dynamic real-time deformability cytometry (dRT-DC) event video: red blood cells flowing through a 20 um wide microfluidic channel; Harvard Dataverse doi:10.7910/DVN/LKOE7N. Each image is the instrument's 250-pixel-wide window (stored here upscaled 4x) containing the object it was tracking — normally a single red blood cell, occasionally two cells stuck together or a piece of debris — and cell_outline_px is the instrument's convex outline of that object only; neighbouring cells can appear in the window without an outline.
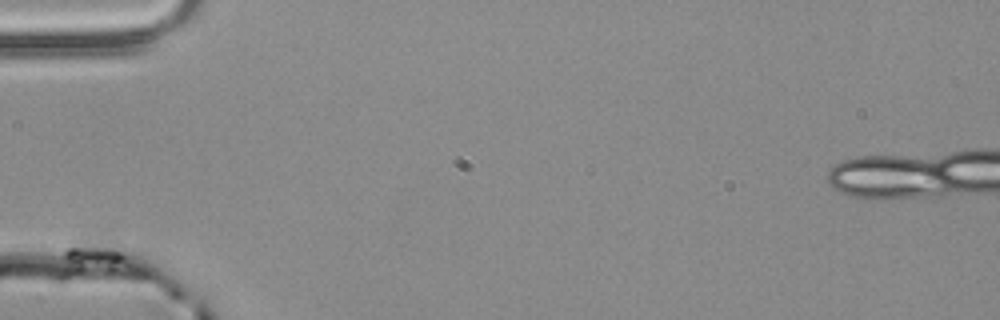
{"species": "common noctule bat (a hibernating species)", "species_latin": "Nyctalus noctula", "temperature_condition": "room temperature", "stored_images_in_passage": 8, "camera_frame_rate_fps": 3000, "um_per_image_px": 0.085, "animal": {"sex": "male", "body_mass_g": 20.4}, "frame": {"image": 1, "passage_image": 1, "time_ms": 0.0, "image_size_px": [1000, 320], "cell_outline_px": [[124, 260], [112, 268], [76, 268], [64, 256], [64, 252], [68, 240], [88, 232], [116, 232], [120, 240], [124, 256]], "centroid_in_image_um": [8.06, 21.29], "position_along_channel_um": 76.9, "area_um2": 13.18}}